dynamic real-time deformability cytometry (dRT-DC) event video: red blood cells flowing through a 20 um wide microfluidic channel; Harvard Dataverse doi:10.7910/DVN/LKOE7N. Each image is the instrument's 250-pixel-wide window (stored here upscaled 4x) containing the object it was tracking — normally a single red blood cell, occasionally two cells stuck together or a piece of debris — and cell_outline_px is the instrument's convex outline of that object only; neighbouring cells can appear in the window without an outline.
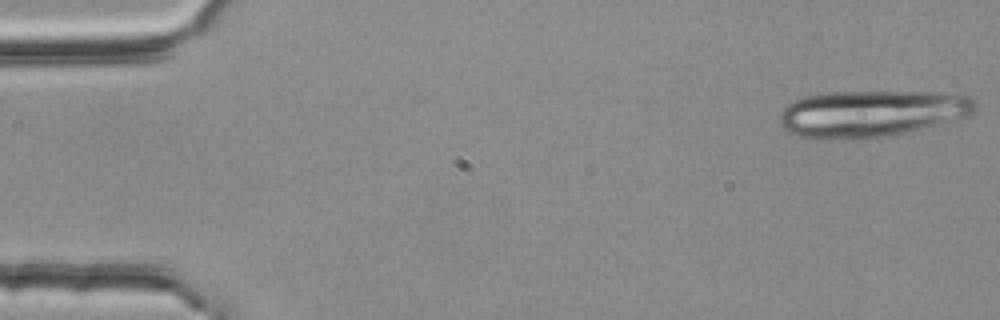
{"species": "common noctule bat (a hibernating species)", "species_latin": "Nyctalus noctula", "temperature_condition": "room temperature", "stored_images_in_passage": 4, "camera_frame_rate_fps": 3000, "um_per_image_px": 0.085, "animal": {"sex": "female", "body_mass_g": 25.1}, "frame": {"image": 1, "passage_image": 1, "time_ms": 0.0, "image_size_px": [1000, 320], "cell_outline_px": [[976, 112], [968, 116], [924, 128], [864, 140], [816, 140], [800, 136], [788, 132], [780, 124], [780, 112], [792, 100], [804, 96], [828, 92], [936, 92], [968, 96], [976, 104]], "centroid_in_image_um": [74.01, 9.67], "position_along_channel_um": 11.0, "area_um2": 53.7}}